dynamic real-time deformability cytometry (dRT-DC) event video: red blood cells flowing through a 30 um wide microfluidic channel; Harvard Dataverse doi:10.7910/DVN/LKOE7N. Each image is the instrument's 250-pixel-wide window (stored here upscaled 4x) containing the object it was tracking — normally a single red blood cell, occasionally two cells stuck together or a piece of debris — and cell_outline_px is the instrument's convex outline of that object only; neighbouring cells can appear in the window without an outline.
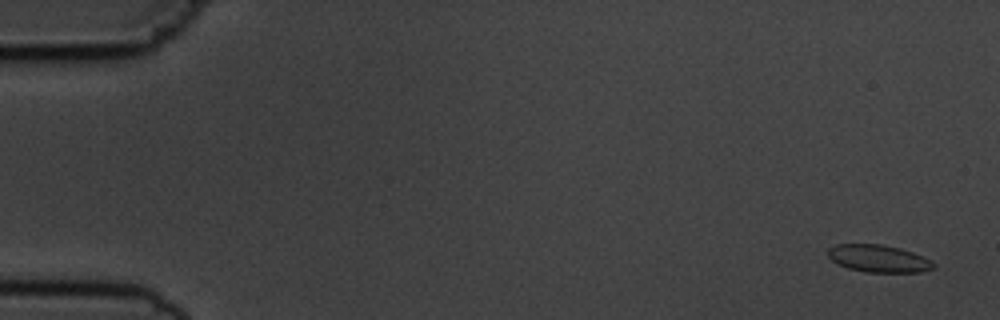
{"species": "common noctule bat (a hibernating species)", "species_latin": "Nyctalus noctula", "temperature_condition": "cold", "stored_images_in_passage": 6, "segment_of_instrument_passage": [1, 2], "camera_frame_rate_fps": 3000, "um_per_image_px": 0.085, "animal": {"sex": "male", "body_mass_g": 19.5, "forearm_length_mm": 54.6}, "frame": {"image": 1, "passage_image": 1, "time_ms": 0.0, "image_size_px": [1000, 320], "cell_outline_px": [[936, 268], [920, 272], [868, 272], [848, 268], [832, 260], [828, 256], [828, 248], [836, 244], [880, 244], [900, 248], [912, 252], [932, 260], [936, 264]], "centroid_in_image_um": [74.71, 21.97], "position_along_channel_um": 10.3, "area_um2": 16.82}}
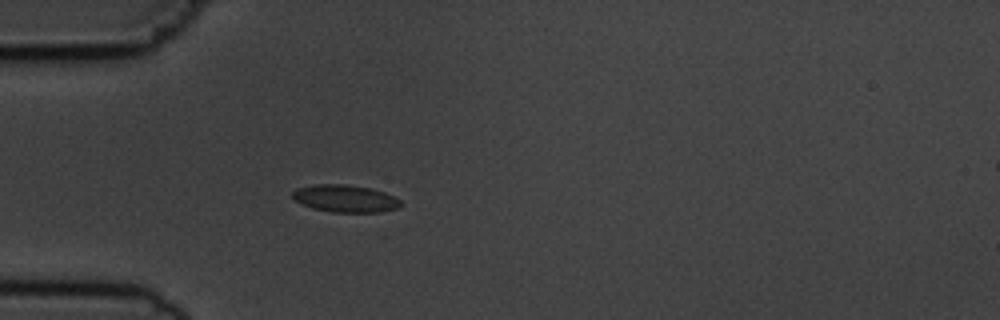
{"frame": {"image": 2, "passage_image": 5, "time_ms": 4.667, "image_size_px": [1000, 320], "cell_outline_px": [[400, 208], [380, 212], [332, 212], [312, 208], [300, 204], [292, 196], [292, 192], [296, 188], [312, 184], [344, 184], [372, 188], [384, 192], [400, 200]], "centroid_in_image_um": [29.32, 16.87], "position_along_channel_um": 55.7, "area_um2": 17.34}}